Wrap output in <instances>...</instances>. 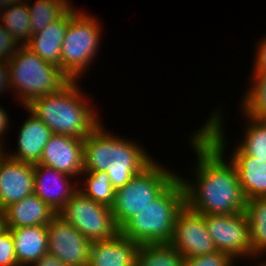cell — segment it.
<instances>
[{"label":"cell","instance_id":"obj_28","mask_svg":"<svg viewBox=\"0 0 266 266\" xmlns=\"http://www.w3.org/2000/svg\"><path fill=\"white\" fill-rule=\"evenodd\" d=\"M86 176L85 188L80 186L78 189L88 198L97 203L111 207L114 202L115 189L110 183L106 172H83L81 176Z\"/></svg>","mask_w":266,"mask_h":266},{"label":"cell","instance_id":"obj_14","mask_svg":"<svg viewBox=\"0 0 266 266\" xmlns=\"http://www.w3.org/2000/svg\"><path fill=\"white\" fill-rule=\"evenodd\" d=\"M73 177L43 164H34V194L56 213L79 190L70 182Z\"/></svg>","mask_w":266,"mask_h":266},{"label":"cell","instance_id":"obj_11","mask_svg":"<svg viewBox=\"0 0 266 266\" xmlns=\"http://www.w3.org/2000/svg\"><path fill=\"white\" fill-rule=\"evenodd\" d=\"M84 139L52 134L44 146L39 164L78 177L84 172Z\"/></svg>","mask_w":266,"mask_h":266},{"label":"cell","instance_id":"obj_32","mask_svg":"<svg viewBox=\"0 0 266 266\" xmlns=\"http://www.w3.org/2000/svg\"><path fill=\"white\" fill-rule=\"evenodd\" d=\"M253 73H266V37H262L255 52Z\"/></svg>","mask_w":266,"mask_h":266},{"label":"cell","instance_id":"obj_2","mask_svg":"<svg viewBox=\"0 0 266 266\" xmlns=\"http://www.w3.org/2000/svg\"><path fill=\"white\" fill-rule=\"evenodd\" d=\"M77 82L70 80L57 92L36 98L26 107L53 134L85 139L101 123V119L97 118Z\"/></svg>","mask_w":266,"mask_h":266},{"label":"cell","instance_id":"obj_27","mask_svg":"<svg viewBox=\"0 0 266 266\" xmlns=\"http://www.w3.org/2000/svg\"><path fill=\"white\" fill-rule=\"evenodd\" d=\"M243 140L237 146L243 153L266 163V119L247 117Z\"/></svg>","mask_w":266,"mask_h":266},{"label":"cell","instance_id":"obj_29","mask_svg":"<svg viewBox=\"0 0 266 266\" xmlns=\"http://www.w3.org/2000/svg\"><path fill=\"white\" fill-rule=\"evenodd\" d=\"M235 260L221 251L196 257L185 258L184 266H234Z\"/></svg>","mask_w":266,"mask_h":266},{"label":"cell","instance_id":"obj_6","mask_svg":"<svg viewBox=\"0 0 266 266\" xmlns=\"http://www.w3.org/2000/svg\"><path fill=\"white\" fill-rule=\"evenodd\" d=\"M177 177L154 160L125 186L116 189L114 202L110 207L116 225L120 228L155 200Z\"/></svg>","mask_w":266,"mask_h":266},{"label":"cell","instance_id":"obj_33","mask_svg":"<svg viewBox=\"0 0 266 266\" xmlns=\"http://www.w3.org/2000/svg\"><path fill=\"white\" fill-rule=\"evenodd\" d=\"M7 88L11 89L8 62L0 61V93L6 92Z\"/></svg>","mask_w":266,"mask_h":266},{"label":"cell","instance_id":"obj_3","mask_svg":"<svg viewBox=\"0 0 266 266\" xmlns=\"http://www.w3.org/2000/svg\"><path fill=\"white\" fill-rule=\"evenodd\" d=\"M184 206V188L177 177L155 200L127 220L120 233L139 245L170 243L177 214Z\"/></svg>","mask_w":266,"mask_h":266},{"label":"cell","instance_id":"obj_21","mask_svg":"<svg viewBox=\"0 0 266 266\" xmlns=\"http://www.w3.org/2000/svg\"><path fill=\"white\" fill-rule=\"evenodd\" d=\"M102 122L84 139V172H106L114 161L115 135Z\"/></svg>","mask_w":266,"mask_h":266},{"label":"cell","instance_id":"obj_12","mask_svg":"<svg viewBox=\"0 0 266 266\" xmlns=\"http://www.w3.org/2000/svg\"><path fill=\"white\" fill-rule=\"evenodd\" d=\"M148 154L131 139L115 136L114 161L106 171L115 190L125 186L154 161Z\"/></svg>","mask_w":266,"mask_h":266},{"label":"cell","instance_id":"obj_8","mask_svg":"<svg viewBox=\"0 0 266 266\" xmlns=\"http://www.w3.org/2000/svg\"><path fill=\"white\" fill-rule=\"evenodd\" d=\"M205 223L218 251L229 254L236 261L240 257L256 259L250 244L249 222L245 211L233 215L207 214Z\"/></svg>","mask_w":266,"mask_h":266},{"label":"cell","instance_id":"obj_35","mask_svg":"<svg viewBox=\"0 0 266 266\" xmlns=\"http://www.w3.org/2000/svg\"><path fill=\"white\" fill-rule=\"evenodd\" d=\"M9 122L10 121L7 111L4 108L0 107V145H3L4 141L1 138H4L3 136L9 128Z\"/></svg>","mask_w":266,"mask_h":266},{"label":"cell","instance_id":"obj_16","mask_svg":"<svg viewBox=\"0 0 266 266\" xmlns=\"http://www.w3.org/2000/svg\"><path fill=\"white\" fill-rule=\"evenodd\" d=\"M139 244L120 232L91 243L88 266H135Z\"/></svg>","mask_w":266,"mask_h":266},{"label":"cell","instance_id":"obj_5","mask_svg":"<svg viewBox=\"0 0 266 266\" xmlns=\"http://www.w3.org/2000/svg\"><path fill=\"white\" fill-rule=\"evenodd\" d=\"M79 11L73 6L68 9V28L61 47V71L70 80H79L89 69L98 54L102 32L97 18Z\"/></svg>","mask_w":266,"mask_h":266},{"label":"cell","instance_id":"obj_7","mask_svg":"<svg viewBox=\"0 0 266 266\" xmlns=\"http://www.w3.org/2000/svg\"><path fill=\"white\" fill-rule=\"evenodd\" d=\"M57 215L75 227L90 242L107 240L120 232L111 208L88 198L80 190L67 201Z\"/></svg>","mask_w":266,"mask_h":266},{"label":"cell","instance_id":"obj_39","mask_svg":"<svg viewBox=\"0 0 266 266\" xmlns=\"http://www.w3.org/2000/svg\"><path fill=\"white\" fill-rule=\"evenodd\" d=\"M262 262H263V264L259 263L258 266H266V262H265V261H262ZM260 264H261V265H260Z\"/></svg>","mask_w":266,"mask_h":266},{"label":"cell","instance_id":"obj_4","mask_svg":"<svg viewBox=\"0 0 266 266\" xmlns=\"http://www.w3.org/2000/svg\"><path fill=\"white\" fill-rule=\"evenodd\" d=\"M10 88L26 107L34 99L55 93L70 79L60 67L47 63L26 45H21L8 61Z\"/></svg>","mask_w":266,"mask_h":266},{"label":"cell","instance_id":"obj_30","mask_svg":"<svg viewBox=\"0 0 266 266\" xmlns=\"http://www.w3.org/2000/svg\"><path fill=\"white\" fill-rule=\"evenodd\" d=\"M0 266H18L14 240L8 229L0 234Z\"/></svg>","mask_w":266,"mask_h":266},{"label":"cell","instance_id":"obj_9","mask_svg":"<svg viewBox=\"0 0 266 266\" xmlns=\"http://www.w3.org/2000/svg\"><path fill=\"white\" fill-rule=\"evenodd\" d=\"M170 244L185 258L218 251L206 229L205 215L186 205L177 214Z\"/></svg>","mask_w":266,"mask_h":266},{"label":"cell","instance_id":"obj_36","mask_svg":"<svg viewBox=\"0 0 266 266\" xmlns=\"http://www.w3.org/2000/svg\"><path fill=\"white\" fill-rule=\"evenodd\" d=\"M21 0H0V10L8 8L15 3H19Z\"/></svg>","mask_w":266,"mask_h":266},{"label":"cell","instance_id":"obj_34","mask_svg":"<svg viewBox=\"0 0 266 266\" xmlns=\"http://www.w3.org/2000/svg\"><path fill=\"white\" fill-rule=\"evenodd\" d=\"M31 266H67L55 256L47 253Z\"/></svg>","mask_w":266,"mask_h":266},{"label":"cell","instance_id":"obj_31","mask_svg":"<svg viewBox=\"0 0 266 266\" xmlns=\"http://www.w3.org/2000/svg\"><path fill=\"white\" fill-rule=\"evenodd\" d=\"M21 45L0 25V61L8 62Z\"/></svg>","mask_w":266,"mask_h":266},{"label":"cell","instance_id":"obj_24","mask_svg":"<svg viewBox=\"0 0 266 266\" xmlns=\"http://www.w3.org/2000/svg\"><path fill=\"white\" fill-rule=\"evenodd\" d=\"M185 257L170 243L141 244L135 266H184Z\"/></svg>","mask_w":266,"mask_h":266},{"label":"cell","instance_id":"obj_37","mask_svg":"<svg viewBox=\"0 0 266 266\" xmlns=\"http://www.w3.org/2000/svg\"><path fill=\"white\" fill-rule=\"evenodd\" d=\"M6 220H5V212L4 210L0 209V234L6 230Z\"/></svg>","mask_w":266,"mask_h":266},{"label":"cell","instance_id":"obj_20","mask_svg":"<svg viewBox=\"0 0 266 266\" xmlns=\"http://www.w3.org/2000/svg\"><path fill=\"white\" fill-rule=\"evenodd\" d=\"M68 28V10L43 30L31 35L26 46L47 63L61 69V47Z\"/></svg>","mask_w":266,"mask_h":266},{"label":"cell","instance_id":"obj_23","mask_svg":"<svg viewBox=\"0 0 266 266\" xmlns=\"http://www.w3.org/2000/svg\"><path fill=\"white\" fill-rule=\"evenodd\" d=\"M1 25L20 45H26L32 35L31 17L26 0L1 10Z\"/></svg>","mask_w":266,"mask_h":266},{"label":"cell","instance_id":"obj_22","mask_svg":"<svg viewBox=\"0 0 266 266\" xmlns=\"http://www.w3.org/2000/svg\"><path fill=\"white\" fill-rule=\"evenodd\" d=\"M245 214L249 222V238L252 252L266 255V197L248 199Z\"/></svg>","mask_w":266,"mask_h":266},{"label":"cell","instance_id":"obj_18","mask_svg":"<svg viewBox=\"0 0 266 266\" xmlns=\"http://www.w3.org/2000/svg\"><path fill=\"white\" fill-rule=\"evenodd\" d=\"M14 240L18 266H30L48 253L46 225L7 228Z\"/></svg>","mask_w":266,"mask_h":266},{"label":"cell","instance_id":"obj_15","mask_svg":"<svg viewBox=\"0 0 266 266\" xmlns=\"http://www.w3.org/2000/svg\"><path fill=\"white\" fill-rule=\"evenodd\" d=\"M29 117L22 123L17 138V153L11 151L6 155L14 160L24 163L37 164L42 157L44 146L53 134L51 130L27 107Z\"/></svg>","mask_w":266,"mask_h":266},{"label":"cell","instance_id":"obj_13","mask_svg":"<svg viewBox=\"0 0 266 266\" xmlns=\"http://www.w3.org/2000/svg\"><path fill=\"white\" fill-rule=\"evenodd\" d=\"M34 193V164L5 155L0 160V209Z\"/></svg>","mask_w":266,"mask_h":266},{"label":"cell","instance_id":"obj_17","mask_svg":"<svg viewBox=\"0 0 266 266\" xmlns=\"http://www.w3.org/2000/svg\"><path fill=\"white\" fill-rule=\"evenodd\" d=\"M7 228L48 225L57 213L34 193L4 209Z\"/></svg>","mask_w":266,"mask_h":266},{"label":"cell","instance_id":"obj_19","mask_svg":"<svg viewBox=\"0 0 266 266\" xmlns=\"http://www.w3.org/2000/svg\"><path fill=\"white\" fill-rule=\"evenodd\" d=\"M235 165L239 183L246 199L266 197V163L235 147L230 158Z\"/></svg>","mask_w":266,"mask_h":266},{"label":"cell","instance_id":"obj_26","mask_svg":"<svg viewBox=\"0 0 266 266\" xmlns=\"http://www.w3.org/2000/svg\"><path fill=\"white\" fill-rule=\"evenodd\" d=\"M252 85L241 100L245 117L266 119V73H252Z\"/></svg>","mask_w":266,"mask_h":266},{"label":"cell","instance_id":"obj_38","mask_svg":"<svg viewBox=\"0 0 266 266\" xmlns=\"http://www.w3.org/2000/svg\"><path fill=\"white\" fill-rule=\"evenodd\" d=\"M4 147V145H0V160L6 155Z\"/></svg>","mask_w":266,"mask_h":266},{"label":"cell","instance_id":"obj_1","mask_svg":"<svg viewBox=\"0 0 266 266\" xmlns=\"http://www.w3.org/2000/svg\"><path fill=\"white\" fill-rule=\"evenodd\" d=\"M218 111L189 138L197 157L195 184L178 175L184 188L185 205L202 215H233L245 211L247 204L237 169L224 156L227 140L224 119Z\"/></svg>","mask_w":266,"mask_h":266},{"label":"cell","instance_id":"obj_10","mask_svg":"<svg viewBox=\"0 0 266 266\" xmlns=\"http://www.w3.org/2000/svg\"><path fill=\"white\" fill-rule=\"evenodd\" d=\"M48 253L67 266H88L91 243L75 227L56 215L47 225Z\"/></svg>","mask_w":266,"mask_h":266},{"label":"cell","instance_id":"obj_25","mask_svg":"<svg viewBox=\"0 0 266 266\" xmlns=\"http://www.w3.org/2000/svg\"><path fill=\"white\" fill-rule=\"evenodd\" d=\"M31 17L32 34L43 30L48 24L58 20L71 6L69 0H36L27 3Z\"/></svg>","mask_w":266,"mask_h":266}]
</instances>
